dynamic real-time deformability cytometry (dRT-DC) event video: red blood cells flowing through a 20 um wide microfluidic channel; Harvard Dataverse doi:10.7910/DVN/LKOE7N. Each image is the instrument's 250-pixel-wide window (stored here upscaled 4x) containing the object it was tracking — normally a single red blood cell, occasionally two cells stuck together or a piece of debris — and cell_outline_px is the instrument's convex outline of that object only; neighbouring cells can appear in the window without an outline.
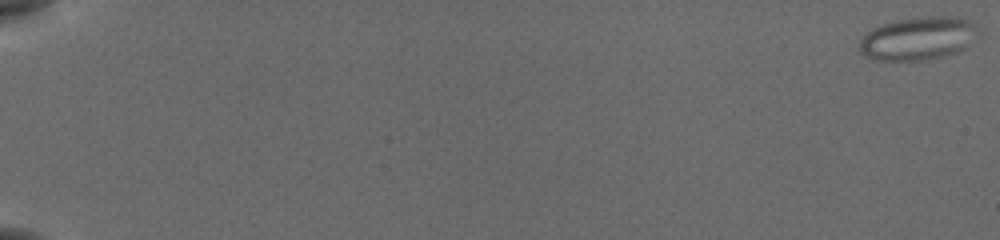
{"species": "common noctule bat (a hibernating species)", "species_latin": "Nyctalus noctula", "temperature_condition": "cold", "stored_images_in_passage": 58, "camera_frame_rate_fps": 3000, "um_per_image_px": 0.085, "animal": {"sex": "female", "body_mass_g": 19.5, "forearm_length_mm": 54.1}, "frame": {"image": 1, "passage_image": 1, "time_ms": 0.0, "image_size_px": [1000, 240], "cell_outline_px": [[980, 36], [964, 48], [956, 52], [940, 56], [920, 60], [872, 60], [860, 52], [856, 48], [860, 40], [872, 28], [884, 24], [900, 20], [928, 16], [956, 16], [968, 20], [980, 28]], "centroid_in_image_um": [78.06, 3.26], "position_along_channel_um": 6.9, "area_um2": 29.94}}
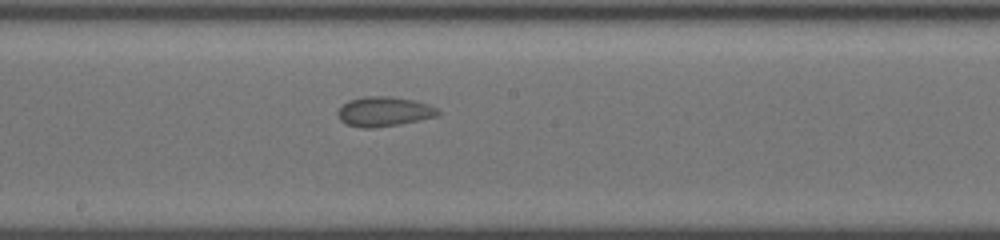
{"frame": {"image": 2, "passage_image": 34, "time_ms": 11.0, "image_size_px": [1000, 240], "cell_outline_px": [[440, 112], [436, 116], [420, 120], [400, 124], [372, 128], [364, 128], [344, 124], [340, 120], [336, 112], [348, 100], [364, 96], [392, 96], [416, 100], [428, 104], [436, 108]], "centroid_in_image_um": [32.62, 9.48], "position_along_channel_um": 215.6, "area_um2": 17.46}}
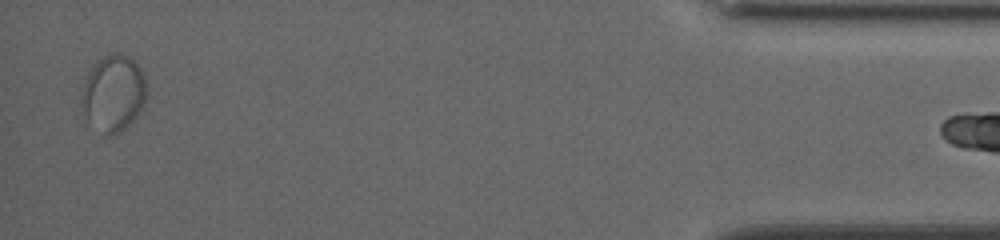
{"frame": {"image": 3, "passage_image": 56, "time_ms": 18.333, "image_size_px": [1000, 240], "cell_outline_px": [[148, 92], [144, 104], [132, 120], [124, 128], [108, 136], [88, 120], [80, 104], [80, 100], [84, 84], [92, 68], [104, 56], [120, 52], [132, 56], [144, 72]], "centroid_in_image_um": [9.69, 7.87], "position_along_channel_um": 425.5, "area_um2": 28.67}}